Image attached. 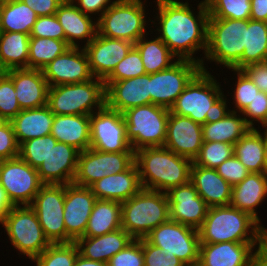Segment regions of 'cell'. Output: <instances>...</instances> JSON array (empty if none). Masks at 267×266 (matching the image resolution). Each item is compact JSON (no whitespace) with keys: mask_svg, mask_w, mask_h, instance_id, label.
I'll return each instance as SVG.
<instances>
[{"mask_svg":"<svg viewBox=\"0 0 267 266\" xmlns=\"http://www.w3.org/2000/svg\"><path fill=\"white\" fill-rule=\"evenodd\" d=\"M159 27L158 37L167 45L178 60H191L206 71L203 59L193 55L199 49L205 54L208 36V8L205 0L198 4L199 12L194 15L188 2L179 0H157Z\"/></svg>","mask_w":267,"mask_h":266,"instance_id":"obj_1","label":"cell"},{"mask_svg":"<svg viewBox=\"0 0 267 266\" xmlns=\"http://www.w3.org/2000/svg\"><path fill=\"white\" fill-rule=\"evenodd\" d=\"M260 224L250 214L231 205L209 207L198 229L199 240L200 243H267V229Z\"/></svg>","mask_w":267,"mask_h":266,"instance_id":"obj_2","label":"cell"},{"mask_svg":"<svg viewBox=\"0 0 267 266\" xmlns=\"http://www.w3.org/2000/svg\"><path fill=\"white\" fill-rule=\"evenodd\" d=\"M135 163L142 188L167 192L190 181L192 160L177 155L165 146L144 147L135 151Z\"/></svg>","mask_w":267,"mask_h":266,"instance_id":"obj_3","label":"cell"},{"mask_svg":"<svg viewBox=\"0 0 267 266\" xmlns=\"http://www.w3.org/2000/svg\"><path fill=\"white\" fill-rule=\"evenodd\" d=\"M215 79L209 71L200 70L178 96L170 112L190 117L200 125L213 121L227 102Z\"/></svg>","mask_w":267,"mask_h":266,"instance_id":"obj_4","label":"cell"},{"mask_svg":"<svg viewBox=\"0 0 267 266\" xmlns=\"http://www.w3.org/2000/svg\"><path fill=\"white\" fill-rule=\"evenodd\" d=\"M169 219V203L165 192L142 188L121 203L122 228L133 239L144 238Z\"/></svg>","mask_w":267,"mask_h":266,"instance_id":"obj_5","label":"cell"},{"mask_svg":"<svg viewBox=\"0 0 267 266\" xmlns=\"http://www.w3.org/2000/svg\"><path fill=\"white\" fill-rule=\"evenodd\" d=\"M47 105L54 115L90 116L105 105L104 81L94 77L83 83L49 87Z\"/></svg>","mask_w":267,"mask_h":266,"instance_id":"obj_6","label":"cell"},{"mask_svg":"<svg viewBox=\"0 0 267 266\" xmlns=\"http://www.w3.org/2000/svg\"><path fill=\"white\" fill-rule=\"evenodd\" d=\"M248 20L209 18L204 59L232 69L241 59L246 45Z\"/></svg>","mask_w":267,"mask_h":266,"instance_id":"obj_7","label":"cell"},{"mask_svg":"<svg viewBox=\"0 0 267 266\" xmlns=\"http://www.w3.org/2000/svg\"><path fill=\"white\" fill-rule=\"evenodd\" d=\"M144 3L141 0H114L97 18V34L111 39H124L135 44L146 34Z\"/></svg>","mask_w":267,"mask_h":266,"instance_id":"obj_8","label":"cell"},{"mask_svg":"<svg viewBox=\"0 0 267 266\" xmlns=\"http://www.w3.org/2000/svg\"><path fill=\"white\" fill-rule=\"evenodd\" d=\"M170 109L146 104L123 112L127 138L136 151L144 147L164 146Z\"/></svg>","mask_w":267,"mask_h":266,"instance_id":"obj_9","label":"cell"},{"mask_svg":"<svg viewBox=\"0 0 267 266\" xmlns=\"http://www.w3.org/2000/svg\"><path fill=\"white\" fill-rule=\"evenodd\" d=\"M2 226L13 247L30 260L51 244L30 206H13L3 218Z\"/></svg>","mask_w":267,"mask_h":266,"instance_id":"obj_10","label":"cell"},{"mask_svg":"<svg viewBox=\"0 0 267 266\" xmlns=\"http://www.w3.org/2000/svg\"><path fill=\"white\" fill-rule=\"evenodd\" d=\"M162 252L176 256L186 266H197L199 262L198 230L169 219L151 230L144 237Z\"/></svg>","mask_w":267,"mask_h":266,"instance_id":"obj_11","label":"cell"},{"mask_svg":"<svg viewBox=\"0 0 267 266\" xmlns=\"http://www.w3.org/2000/svg\"><path fill=\"white\" fill-rule=\"evenodd\" d=\"M197 266H267V243H200Z\"/></svg>","mask_w":267,"mask_h":266,"instance_id":"obj_12","label":"cell"},{"mask_svg":"<svg viewBox=\"0 0 267 266\" xmlns=\"http://www.w3.org/2000/svg\"><path fill=\"white\" fill-rule=\"evenodd\" d=\"M90 148L101 152H135L127 138L123 113L104 105L90 115Z\"/></svg>","mask_w":267,"mask_h":266,"instance_id":"obj_13","label":"cell"},{"mask_svg":"<svg viewBox=\"0 0 267 266\" xmlns=\"http://www.w3.org/2000/svg\"><path fill=\"white\" fill-rule=\"evenodd\" d=\"M0 185L12 206H30L44 184L37 169L16 157L0 161Z\"/></svg>","mask_w":267,"mask_h":266,"instance_id":"obj_14","label":"cell"},{"mask_svg":"<svg viewBox=\"0 0 267 266\" xmlns=\"http://www.w3.org/2000/svg\"><path fill=\"white\" fill-rule=\"evenodd\" d=\"M64 201L65 184H44L30 205L51 243H66Z\"/></svg>","mask_w":267,"mask_h":266,"instance_id":"obj_15","label":"cell"},{"mask_svg":"<svg viewBox=\"0 0 267 266\" xmlns=\"http://www.w3.org/2000/svg\"><path fill=\"white\" fill-rule=\"evenodd\" d=\"M135 162V152H101L92 148L79 153L73 184L89 187L104 176L127 170Z\"/></svg>","mask_w":267,"mask_h":266,"instance_id":"obj_16","label":"cell"},{"mask_svg":"<svg viewBox=\"0 0 267 266\" xmlns=\"http://www.w3.org/2000/svg\"><path fill=\"white\" fill-rule=\"evenodd\" d=\"M200 70L197 62L177 60L170 68L150 74L151 104L170 109Z\"/></svg>","mask_w":267,"mask_h":266,"instance_id":"obj_17","label":"cell"},{"mask_svg":"<svg viewBox=\"0 0 267 266\" xmlns=\"http://www.w3.org/2000/svg\"><path fill=\"white\" fill-rule=\"evenodd\" d=\"M42 72L49 87L83 83L94 78L83 47H69L46 65Z\"/></svg>","mask_w":267,"mask_h":266,"instance_id":"obj_18","label":"cell"},{"mask_svg":"<svg viewBox=\"0 0 267 266\" xmlns=\"http://www.w3.org/2000/svg\"><path fill=\"white\" fill-rule=\"evenodd\" d=\"M96 196L89 187L65 184L64 223L66 243L75 242L84 236Z\"/></svg>","mask_w":267,"mask_h":266,"instance_id":"obj_19","label":"cell"},{"mask_svg":"<svg viewBox=\"0 0 267 266\" xmlns=\"http://www.w3.org/2000/svg\"><path fill=\"white\" fill-rule=\"evenodd\" d=\"M80 151L75 147L58 142L50 134V152L37 168L43 184H71L77 171Z\"/></svg>","mask_w":267,"mask_h":266,"instance_id":"obj_20","label":"cell"},{"mask_svg":"<svg viewBox=\"0 0 267 266\" xmlns=\"http://www.w3.org/2000/svg\"><path fill=\"white\" fill-rule=\"evenodd\" d=\"M166 195L171 220L197 230L202 226L209 206L198 195L196 188L190 181L187 184L169 189Z\"/></svg>","mask_w":267,"mask_h":266,"instance_id":"obj_21","label":"cell"},{"mask_svg":"<svg viewBox=\"0 0 267 266\" xmlns=\"http://www.w3.org/2000/svg\"><path fill=\"white\" fill-rule=\"evenodd\" d=\"M105 105L118 112L151 104L150 74L121 81H104Z\"/></svg>","mask_w":267,"mask_h":266,"instance_id":"obj_22","label":"cell"},{"mask_svg":"<svg viewBox=\"0 0 267 266\" xmlns=\"http://www.w3.org/2000/svg\"><path fill=\"white\" fill-rule=\"evenodd\" d=\"M133 46L132 42L124 39H111L96 34L88 45L82 47L93 76L104 81Z\"/></svg>","mask_w":267,"mask_h":266,"instance_id":"obj_23","label":"cell"},{"mask_svg":"<svg viewBox=\"0 0 267 266\" xmlns=\"http://www.w3.org/2000/svg\"><path fill=\"white\" fill-rule=\"evenodd\" d=\"M202 144V125L194 122L190 117L170 112L164 146L177 155L193 161L199 154Z\"/></svg>","mask_w":267,"mask_h":266,"instance_id":"obj_24","label":"cell"},{"mask_svg":"<svg viewBox=\"0 0 267 266\" xmlns=\"http://www.w3.org/2000/svg\"><path fill=\"white\" fill-rule=\"evenodd\" d=\"M5 73L13 80L22 110L47 105L49 86L42 70L21 68L11 69Z\"/></svg>","mask_w":267,"mask_h":266,"instance_id":"obj_25","label":"cell"},{"mask_svg":"<svg viewBox=\"0 0 267 266\" xmlns=\"http://www.w3.org/2000/svg\"><path fill=\"white\" fill-rule=\"evenodd\" d=\"M92 193L100 200L124 202L141 189L139 171L134 162L121 173L104 176L89 186Z\"/></svg>","mask_w":267,"mask_h":266,"instance_id":"obj_26","label":"cell"},{"mask_svg":"<svg viewBox=\"0 0 267 266\" xmlns=\"http://www.w3.org/2000/svg\"><path fill=\"white\" fill-rule=\"evenodd\" d=\"M55 16L63 27L65 41L70 47H79L78 41L84 39V46L88 45L97 34V22H93L91 15L84 14L71 0H65Z\"/></svg>","mask_w":267,"mask_h":266,"instance_id":"obj_27","label":"cell"},{"mask_svg":"<svg viewBox=\"0 0 267 266\" xmlns=\"http://www.w3.org/2000/svg\"><path fill=\"white\" fill-rule=\"evenodd\" d=\"M190 182L209 207L230 204L232 186L217 173L216 169L191 166Z\"/></svg>","mask_w":267,"mask_h":266,"instance_id":"obj_28","label":"cell"},{"mask_svg":"<svg viewBox=\"0 0 267 266\" xmlns=\"http://www.w3.org/2000/svg\"><path fill=\"white\" fill-rule=\"evenodd\" d=\"M133 238L120 228L114 232L95 237H80L75 243L79 254L83 257L100 262L108 261L123 250Z\"/></svg>","mask_w":267,"mask_h":266,"instance_id":"obj_29","label":"cell"},{"mask_svg":"<svg viewBox=\"0 0 267 266\" xmlns=\"http://www.w3.org/2000/svg\"><path fill=\"white\" fill-rule=\"evenodd\" d=\"M227 107L225 103L224 110L213 121L202 125L203 141L234 145L250 130L245 119L237 113V109L229 110Z\"/></svg>","mask_w":267,"mask_h":266,"instance_id":"obj_30","label":"cell"},{"mask_svg":"<svg viewBox=\"0 0 267 266\" xmlns=\"http://www.w3.org/2000/svg\"><path fill=\"white\" fill-rule=\"evenodd\" d=\"M267 197V173L250 172L240 183L232 186V207L250 214L259 223L261 222L256 213V207Z\"/></svg>","mask_w":267,"mask_h":266,"instance_id":"obj_31","label":"cell"},{"mask_svg":"<svg viewBox=\"0 0 267 266\" xmlns=\"http://www.w3.org/2000/svg\"><path fill=\"white\" fill-rule=\"evenodd\" d=\"M54 114L48 105L23 109L10 122L19 146L30 139L51 134Z\"/></svg>","mask_w":267,"mask_h":266,"instance_id":"obj_32","label":"cell"},{"mask_svg":"<svg viewBox=\"0 0 267 266\" xmlns=\"http://www.w3.org/2000/svg\"><path fill=\"white\" fill-rule=\"evenodd\" d=\"M51 135L80 152L90 148V116L54 115Z\"/></svg>","mask_w":267,"mask_h":266,"instance_id":"obj_33","label":"cell"},{"mask_svg":"<svg viewBox=\"0 0 267 266\" xmlns=\"http://www.w3.org/2000/svg\"><path fill=\"white\" fill-rule=\"evenodd\" d=\"M122 228L121 202L97 199L83 237H95Z\"/></svg>","mask_w":267,"mask_h":266,"instance_id":"obj_34","label":"cell"},{"mask_svg":"<svg viewBox=\"0 0 267 266\" xmlns=\"http://www.w3.org/2000/svg\"><path fill=\"white\" fill-rule=\"evenodd\" d=\"M30 35L0 32V64L5 71L28 68Z\"/></svg>","mask_w":267,"mask_h":266,"instance_id":"obj_35","label":"cell"},{"mask_svg":"<svg viewBox=\"0 0 267 266\" xmlns=\"http://www.w3.org/2000/svg\"><path fill=\"white\" fill-rule=\"evenodd\" d=\"M234 155L254 173H267L264 155L263 133L257 128L250 130L234 144Z\"/></svg>","mask_w":267,"mask_h":266,"instance_id":"obj_36","label":"cell"},{"mask_svg":"<svg viewBox=\"0 0 267 266\" xmlns=\"http://www.w3.org/2000/svg\"><path fill=\"white\" fill-rule=\"evenodd\" d=\"M37 15L21 0H4L0 7V32H19L30 35Z\"/></svg>","mask_w":267,"mask_h":266,"instance_id":"obj_37","label":"cell"},{"mask_svg":"<svg viewBox=\"0 0 267 266\" xmlns=\"http://www.w3.org/2000/svg\"><path fill=\"white\" fill-rule=\"evenodd\" d=\"M265 61H267V22L249 19L243 55L232 69L241 70L249 64Z\"/></svg>","mask_w":267,"mask_h":266,"instance_id":"obj_38","label":"cell"},{"mask_svg":"<svg viewBox=\"0 0 267 266\" xmlns=\"http://www.w3.org/2000/svg\"><path fill=\"white\" fill-rule=\"evenodd\" d=\"M145 38V36H142L134 46L141 54L143 66L147 74L168 69L177 62L178 59H174L176 56L158 36L154 40H147Z\"/></svg>","mask_w":267,"mask_h":266,"instance_id":"obj_39","label":"cell"},{"mask_svg":"<svg viewBox=\"0 0 267 266\" xmlns=\"http://www.w3.org/2000/svg\"><path fill=\"white\" fill-rule=\"evenodd\" d=\"M69 47L65 40L30 37L28 68L42 70Z\"/></svg>","mask_w":267,"mask_h":266,"instance_id":"obj_40","label":"cell"},{"mask_svg":"<svg viewBox=\"0 0 267 266\" xmlns=\"http://www.w3.org/2000/svg\"><path fill=\"white\" fill-rule=\"evenodd\" d=\"M78 254L75 242L51 243L31 261L36 262V266H74Z\"/></svg>","mask_w":267,"mask_h":266,"instance_id":"obj_41","label":"cell"},{"mask_svg":"<svg viewBox=\"0 0 267 266\" xmlns=\"http://www.w3.org/2000/svg\"><path fill=\"white\" fill-rule=\"evenodd\" d=\"M209 18L249 20L250 0H205Z\"/></svg>","mask_w":267,"mask_h":266,"instance_id":"obj_42","label":"cell"},{"mask_svg":"<svg viewBox=\"0 0 267 266\" xmlns=\"http://www.w3.org/2000/svg\"><path fill=\"white\" fill-rule=\"evenodd\" d=\"M234 155V145L222 142L203 141L192 166L216 169L223 161Z\"/></svg>","mask_w":267,"mask_h":266,"instance_id":"obj_43","label":"cell"},{"mask_svg":"<svg viewBox=\"0 0 267 266\" xmlns=\"http://www.w3.org/2000/svg\"><path fill=\"white\" fill-rule=\"evenodd\" d=\"M146 74L141 54L133 46L104 81H121Z\"/></svg>","mask_w":267,"mask_h":266,"instance_id":"obj_44","label":"cell"},{"mask_svg":"<svg viewBox=\"0 0 267 266\" xmlns=\"http://www.w3.org/2000/svg\"><path fill=\"white\" fill-rule=\"evenodd\" d=\"M50 152V134L33 138L19 146V157L31 167L37 169Z\"/></svg>","mask_w":267,"mask_h":266,"instance_id":"obj_45","label":"cell"},{"mask_svg":"<svg viewBox=\"0 0 267 266\" xmlns=\"http://www.w3.org/2000/svg\"><path fill=\"white\" fill-rule=\"evenodd\" d=\"M13 80L4 73L0 77V115L11 121L22 109L17 100Z\"/></svg>","mask_w":267,"mask_h":266,"instance_id":"obj_46","label":"cell"},{"mask_svg":"<svg viewBox=\"0 0 267 266\" xmlns=\"http://www.w3.org/2000/svg\"><path fill=\"white\" fill-rule=\"evenodd\" d=\"M231 70L236 72L238 76L233 91V100L235 101V107L238 109L237 112L241 113L255 99L260 90L242 70Z\"/></svg>","mask_w":267,"mask_h":266,"instance_id":"obj_47","label":"cell"},{"mask_svg":"<svg viewBox=\"0 0 267 266\" xmlns=\"http://www.w3.org/2000/svg\"><path fill=\"white\" fill-rule=\"evenodd\" d=\"M109 266H144V253L141 239H133L123 250L109 261Z\"/></svg>","mask_w":267,"mask_h":266,"instance_id":"obj_48","label":"cell"},{"mask_svg":"<svg viewBox=\"0 0 267 266\" xmlns=\"http://www.w3.org/2000/svg\"><path fill=\"white\" fill-rule=\"evenodd\" d=\"M30 37L65 40V33L55 15L39 16L32 27Z\"/></svg>","mask_w":267,"mask_h":266,"instance_id":"obj_49","label":"cell"},{"mask_svg":"<svg viewBox=\"0 0 267 266\" xmlns=\"http://www.w3.org/2000/svg\"><path fill=\"white\" fill-rule=\"evenodd\" d=\"M144 253V266H186L176 256L164 254L162 249L141 238Z\"/></svg>","mask_w":267,"mask_h":266,"instance_id":"obj_50","label":"cell"},{"mask_svg":"<svg viewBox=\"0 0 267 266\" xmlns=\"http://www.w3.org/2000/svg\"><path fill=\"white\" fill-rule=\"evenodd\" d=\"M241 114L250 128H255L253 121H257L263 127H267V95L265 92L259 91L255 99L246 106Z\"/></svg>","mask_w":267,"mask_h":266,"instance_id":"obj_51","label":"cell"},{"mask_svg":"<svg viewBox=\"0 0 267 266\" xmlns=\"http://www.w3.org/2000/svg\"><path fill=\"white\" fill-rule=\"evenodd\" d=\"M216 170L231 186L242 182L250 173L235 155L223 161Z\"/></svg>","mask_w":267,"mask_h":266,"instance_id":"obj_52","label":"cell"},{"mask_svg":"<svg viewBox=\"0 0 267 266\" xmlns=\"http://www.w3.org/2000/svg\"><path fill=\"white\" fill-rule=\"evenodd\" d=\"M19 157V144L10 121L0 127V161Z\"/></svg>","mask_w":267,"mask_h":266,"instance_id":"obj_53","label":"cell"},{"mask_svg":"<svg viewBox=\"0 0 267 266\" xmlns=\"http://www.w3.org/2000/svg\"><path fill=\"white\" fill-rule=\"evenodd\" d=\"M258 87L260 91L267 90V61L249 64L241 69Z\"/></svg>","mask_w":267,"mask_h":266,"instance_id":"obj_54","label":"cell"},{"mask_svg":"<svg viewBox=\"0 0 267 266\" xmlns=\"http://www.w3.org/2000/svg\"><path fill=\"white\" fill-rule=\"evenodd\" d=\"M27 6H29L36 15L39 16H50L55 15L59 6L65 0H21Z\"/></svg>","mask_w":267,"mask_h":266,"instance_id":"obj_55","label":"cell"},{"mask_svg":"<svg viewBox=\"0 0 267 266\" xmlns=\"http://www.w3.org/2000/svg\"><path fill=\"white\" fill-rule=\"evenodd\" d=\"M84 14L92 15L100 12L101 16L114 2L111 0H71Z\"/></svg>","mask_w":267,"mask_h":266,"instance_id":"obj_56","label":"cell"},{"mask_svg":"<svg viewBox=\"0 0 267 266\" xmlns=\"http://www.w3.org/2000/svg\"><path fill=\"white\" fill-rule=\"evenodd\" d=\"M250 19L267 22V0H250Z\"/></svg>","mask_w":267,"mask_h":266,"instance_id":"obj_57","label":"cell"},{"mask_svg":"<svg viewBox=\"0 0 267 266\" xmlns=\"http://www.w3.org/2000/svg\"><path fill=\"white\" fill-rule=\"evenodd\" d=\"M12 207L4 188L0 185V224H2L3 218Z\"/></svg>","mask_w":267,"mask_h":266,"instance_id":"obj_58","label":"cell"},{"mask_svg":"<svg viewBox=\"0 0 267 266\" xmlns=\"http://www.w3.org/2000/svg\"><path fill=\"white\" fill-rule=\"evenodd\" d=\"M74 266H109L106 262L94 261L78 254Z\"/></svg>","mask_w":267,"mask_h":266,"instance_id":"obj_59","label":"cell"},{"mask_svg":"<svg viewBox=\"0 0 267 266\" xmlns=\"http://www.w3.org/2000/svg\"><path fill=\"white\" fill-rule=\"evenodd\" d=\"M263 145H264V155H265V161H266V172H267V127H265V130L263 133Z\"/></svg>","mask_w":267,"mask_h":266,"instance_id":"obj_60","label":"cell"},{"mask_svg":"<svg viewBox=\"0 0 267 266\" xmlns=\"http://www.w3.org/2000/svg\"><path fill=\"white\" fill-rule=\"evenodd\" d=\"M6 122L7 120L2 115H0V127L3 126Z\"/></svg>","mask_w":267,"mask_h":266,"instance_id":"obj_61","label":"cell"},{"mask_svg":"<svg viewBox=\"0 0 267 266\" xmlns=\"http://www.w3.org/2000/svg\"><path fill=\"white\" fill-rule=\"evenodd\" d=\"M6 71L3 69V67L0 64V77L5 73Z\"/></svg>","mask_w":267,"mask_h":266,"instance_id":"obj_62","label":"cell"},{"mask_svg":"<svg viewBox=\"0 0 267 266\" xmlns=\"http://www.w3.org/2000/svg\"><path fill=\"white\" fill-rule=\"evenodd\" d=\"M4 0H0V7L3 5Z\"/></svg>","mask_w":267,"mask_h":266,"instance_id":"obj_63","label":"cell"}]
</instances>
